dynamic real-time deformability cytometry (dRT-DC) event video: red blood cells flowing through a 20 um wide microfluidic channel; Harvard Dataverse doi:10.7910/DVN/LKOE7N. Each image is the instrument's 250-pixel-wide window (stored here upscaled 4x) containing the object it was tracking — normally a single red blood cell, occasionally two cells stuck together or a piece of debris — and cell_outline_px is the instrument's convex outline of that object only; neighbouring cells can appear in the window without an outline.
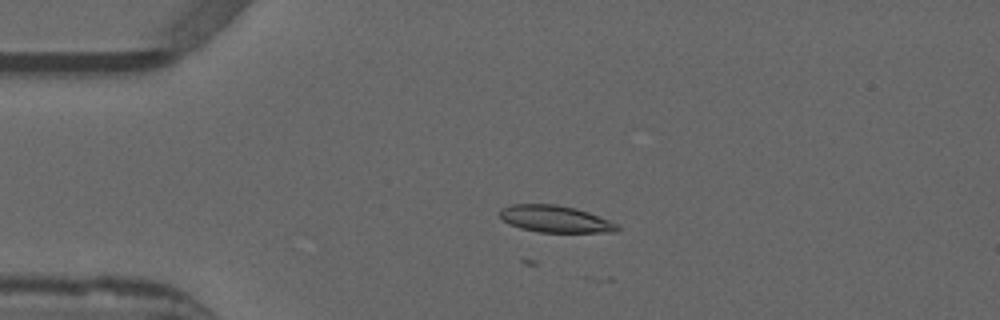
{"species": "common noctule bat (a hibernating species)", "species_latin": "Nyctalus noctula", "temperature_condition": "warm", "stored_images_in_passage": 9, "camera_frame_rate_fps": 3000, "um_per_image_px": 0.085, "animal": {"sex": "male", "forearm_length_mm": 52.5}, "frame": {"image": 1, "passage_image": 4, "time_ms": 1.0, "image_size_px": [1000, 320], "cell_outline_px": [[620, 228], [616, 232], [540, 232], [520, 228], [508, 224], [500, 216], [500, 208], [512, 204], [556, 204], [576, 208], [588, 212], [620, 224]], "centroid_in_image_um": [47.21, 18.61], "position_along_channel_um": 37.8, "area_um2": 18.5}}